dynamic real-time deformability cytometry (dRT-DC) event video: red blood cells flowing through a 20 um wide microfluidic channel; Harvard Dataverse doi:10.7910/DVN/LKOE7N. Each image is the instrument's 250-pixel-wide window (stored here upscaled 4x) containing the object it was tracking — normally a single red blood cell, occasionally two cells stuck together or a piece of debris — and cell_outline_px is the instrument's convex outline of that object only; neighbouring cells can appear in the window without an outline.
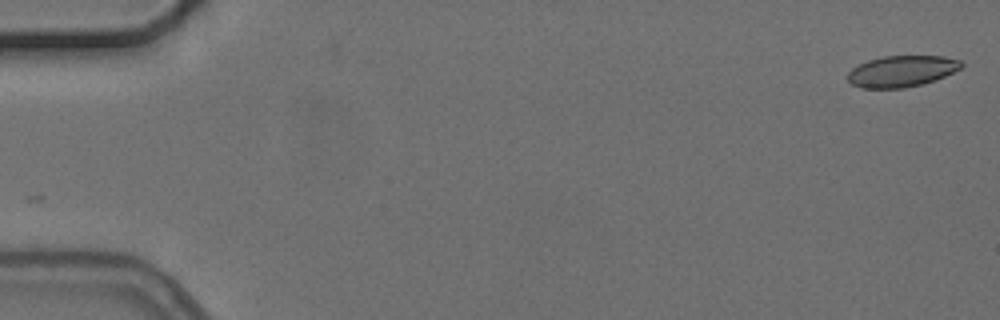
{"species": "common noctule bat (a hibernating species)", "species_latin": "Nyctalus noctula", "temperature_condition": "cold", "stored_images_in_passage": 2, "camera_frame_rate_fps": 3000, "um_per_image_px": 0.085, "animal": {"sex": "female", "body_mass_g": 24.6, "forearm_length_mm": 56.2}, "frame": {"image": 1, "passage_image": 2, "time_ms": 1.333, "image_size_px": [1000, 320], "cell_outline_px": [[964, 64], [960, 68], [944, 76], [920, 84], [904, 88], [860, 88], [852, 84], [848, 80], [848, 72], [852, 68], [868, 60], [884, 56], [944, 56], [960, 60]], "centroid_in_image_um": [76.62, 6.05], "position_along_channel_um": 8.4, "area_um2": 20.46}}